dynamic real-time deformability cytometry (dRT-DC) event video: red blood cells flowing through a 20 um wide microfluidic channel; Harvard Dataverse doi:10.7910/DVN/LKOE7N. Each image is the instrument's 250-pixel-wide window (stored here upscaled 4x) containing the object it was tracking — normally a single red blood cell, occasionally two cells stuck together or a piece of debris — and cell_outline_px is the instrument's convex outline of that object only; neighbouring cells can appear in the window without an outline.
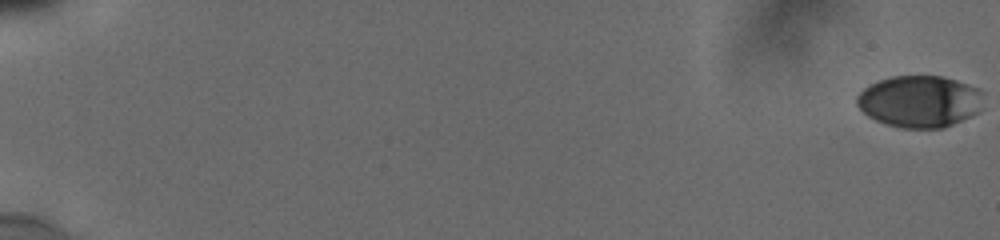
{"species": "human", "species_latin": "Homo sapiens", "temperature_condition": "cold", "stored_images_in_passage": 52, "camera_frame_rate_fps": 3000, "um_per_image_px": 0.085, "donor": {"sex": "male"}, "frame": {"image": 1, "passage_image": 1, "time_ms": 0.0, "image_size_px": [1000, 240], "cell_outline_px": [[984, 92], [976, 112], [952, 124], [940, 128], [900, 128], [876, 120], [868, 116], [856, 104], [856, 96], [868, 84], [892, 76], [944, 76], [980, 88]], "centroid_in_image_um": [78.13, 8.6], "position_along_channel_um": 6.9, "area_um2": 37.97}}
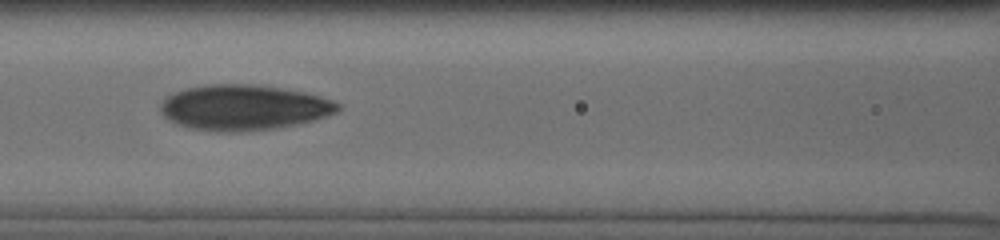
{"frame": {"image": 2, "passage_image": 34, "time_ms": 9.333, "image_size_px": [1000, 240], "cell_outline_px": [[340, 108], [336, 112], [316, 120], [272, 128], [228, 132], [224, 132], [192, 128], [180, 124], [164, 116], [160, 108], [160, 104], [168, 96], [176, 92], [188, 88], [212, 84], [252, 84], [280, 88], [304, 92], [320, 96], [332, 100], [340, 104]], "centroid_in_image_um": [20.75, 9.12], "position_along_channel_um": 145.9, "area_um2": 46.12}}
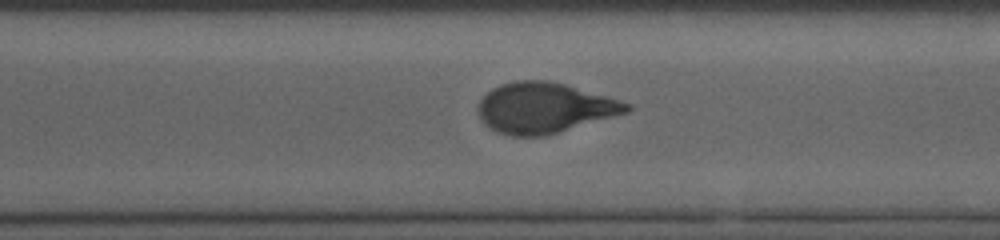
{"frame": {"image": 3, "passage_image": 51, "time_ms": 14.0, "image_size_px": [1000, 240], "cell_outline_px": [[632, 108], [628, 112], [544, 136], [512, 136], [496, 132], [488, 128], [480, 120], [476, 112], [480, 100], [492, 88], [500, 84], [516, 80], [548, 80], [564, 84], [632, 104]], "centroid_in_image_um": [46.21, 9.17], "position_along_channel_um": 324.4, "area_um2": 43.58}}